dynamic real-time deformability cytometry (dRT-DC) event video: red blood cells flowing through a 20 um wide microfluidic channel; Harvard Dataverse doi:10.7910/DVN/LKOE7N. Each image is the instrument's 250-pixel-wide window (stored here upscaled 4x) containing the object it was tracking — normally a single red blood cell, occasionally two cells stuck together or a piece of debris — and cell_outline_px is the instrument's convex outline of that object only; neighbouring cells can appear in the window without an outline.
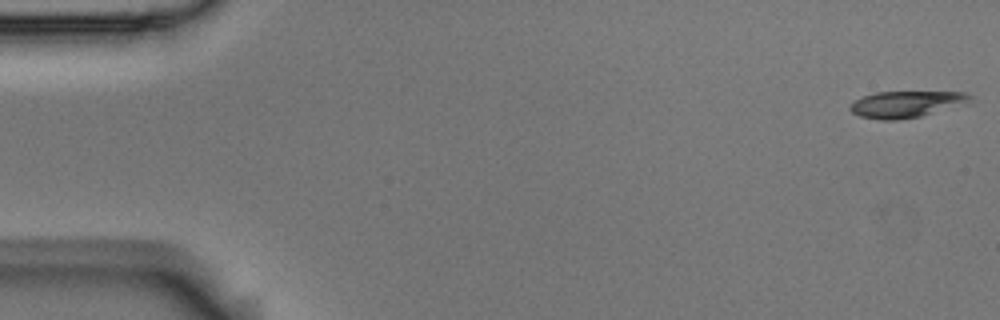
{"species": "Egyptian fruit bat (a non-hibernating species)", "species_latin": "Rousettus aegyptiacus", "temperature_condition": "room temperature", "stored_images_in_passage": 6, "camera_frame_rate_fps": 3000, "um_per_image_px": 0.085, "animal": {"sex": "male"}, "frame": {"image": 1, "passage_image": 1, "time_ms": 0.0, "image_size_px": [1000, 320], "cell_outline_px": [[972, 96], [968, 100], [920, 116], [896, 120], [880, 120], [860, 116], [852, 112], [848, 108], [856, 100], [864, 96], [876, 92], [964, 92]], "centroid_in_image_um": [76.89, 8.85], "position_along_channel_um": 8.1, "area_um2": 17.69}}
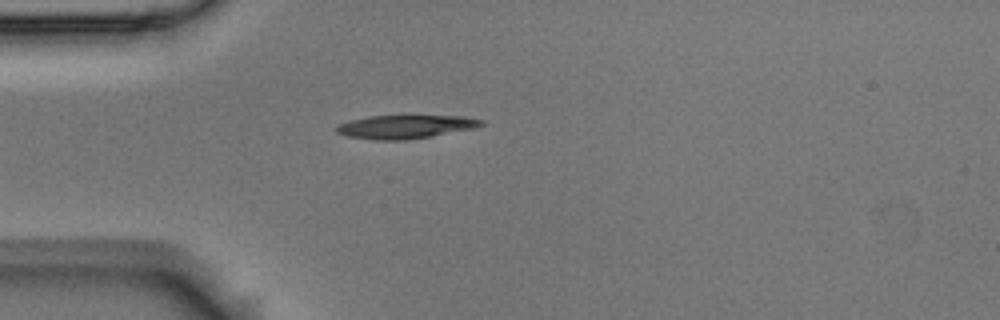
{"frame": {"image": 2, "passage_image": 5, "time_ms": 1.333, "image_size_px": [1000, 320], "cell_outline_px": [[484, 124], [472, 128], [408, 140], [372, 140], [348, 136], [336, 132], [336, 128], [340, 124], [348, 120], [368, 116], [464, 116], [484, 120]], "centroid_in_image_um": [34.41, 10.77], "position_along_channel_um": 50.6, "area_um2": 19.59}}